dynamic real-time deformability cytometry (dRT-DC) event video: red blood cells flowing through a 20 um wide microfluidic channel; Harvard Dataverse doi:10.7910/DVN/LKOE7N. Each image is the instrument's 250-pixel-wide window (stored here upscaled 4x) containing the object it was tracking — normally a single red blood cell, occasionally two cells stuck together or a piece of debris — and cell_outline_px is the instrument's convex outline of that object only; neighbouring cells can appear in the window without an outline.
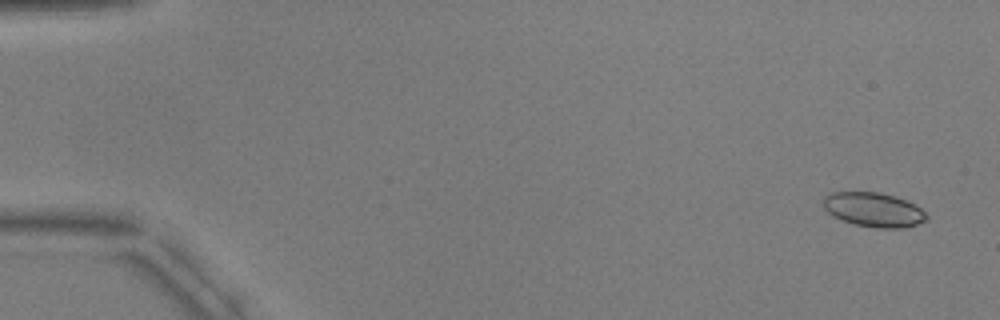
{"species": "common noctule bat (a hibernating species)", "species_latin": "Nyctalus noctula", "temperature_condition": "warm", "stored_images_in_passage": 5, "camera_frame_rate_fps": 3000, "um_per_image_px": 0.085, "animal": {"sex": "male", "body_mass_g": 17.9, "forearm_length_mm": 54.2}, "frame": {"image": 1, "passage_image": 1, "time_ms": 0.0, "image_size_px": [1000, 320], "cell_outline_px": [[928, 216], [924, 220], [908, 228], [876, 228], [852, 224], [840, 220], [832, 216], [824, 208], [824, 196], [832, 192], [880, 192], [896, 196], [916, 204]], "centroid_in_image_um": [74.25, 17.83], "position_along_channel_um": 10.8, "area_um2": 20.87}}
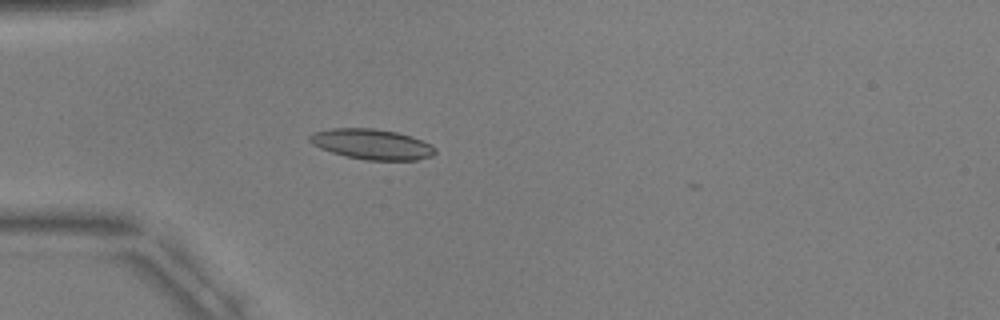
{"frame": {"image": 2, "passage_image": 5, "time_ms": 4.667, "image_size_px": [1000, 320], "cell_outline_px": [[436, 152], [432, 156], [416, 160], [364, 160], [344, 156], [320, 148], [312, 144], [308, 140], [308, 136], [312, 132], [332, 128], [372, 128], [396, 132], [412, 136], [432, 144], [436, 148]], "centroid_in_image_um": [31.6, 12.26], "position_along_channel_um": 53.4, "area_um2": 22.43}}